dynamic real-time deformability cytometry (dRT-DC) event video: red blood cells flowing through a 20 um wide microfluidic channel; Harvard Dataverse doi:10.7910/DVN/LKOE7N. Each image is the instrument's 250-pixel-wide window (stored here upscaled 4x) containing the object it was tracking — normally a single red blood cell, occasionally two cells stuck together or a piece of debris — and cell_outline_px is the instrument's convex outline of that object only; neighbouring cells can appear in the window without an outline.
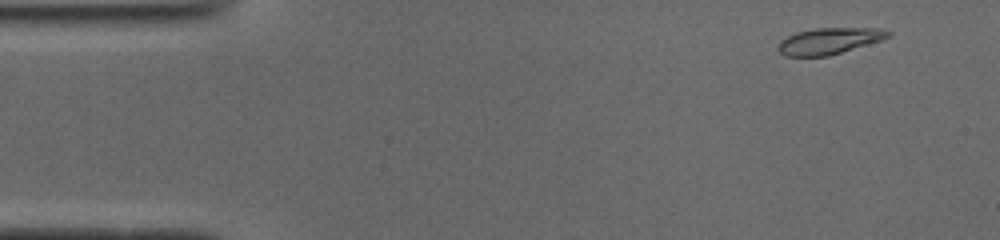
{"species": "common noctule bat (a hibernating species)", "species_latin": "Nyctalus noctula", "temperature_condition": "cold", "stored_images_in_passage": 49, "camera_frame_rate_fps": 3000, "um_per_image_px": 0.085, "animal": {"sex": "male", "body_mass_g": 19.0, "forearm_length_mm": 50.8}, "frame": {"image": 1, "passage_image": 2, "time_ms": 0.333, "image_size_px": [1000, 240], "cell_outline_px": [[892, 32], [888, 36], [880, 40], [828, 56], [784, 56], [776, 48], [780, 40], [796, 32], [816, 28], [876, 28]], "centroid_in_image_um": [70.41, 3.48], "position_along_channel_um": 14.6, "area_um2": 16.65}}
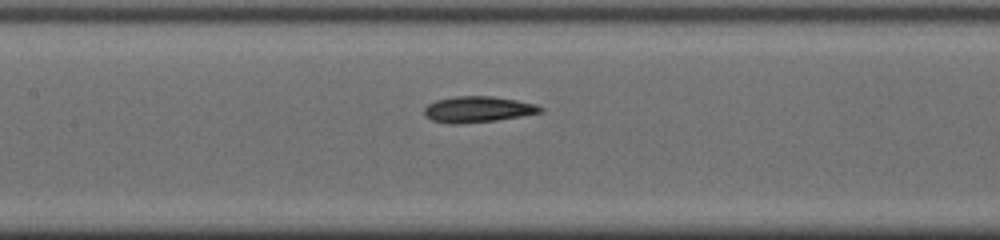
{"frame": {"image": 2, "passage_image": 21, "time_ms": 6.667, "image_size_px": [1000, 240], "cell_outline_px": [[544, 108], [540, 112], [520, 116], [496, 120], [456, 124], [452, 124], [432, 120], [424, 112], [424, 108], [428, 104], [436, 100], [456, 96], [492, 96], [516, 100], [536, 104]], "centroid_in_image_um": [40.61, 9.28], "position_along_channel_um": 166.8, "area_um2": 17.34}}
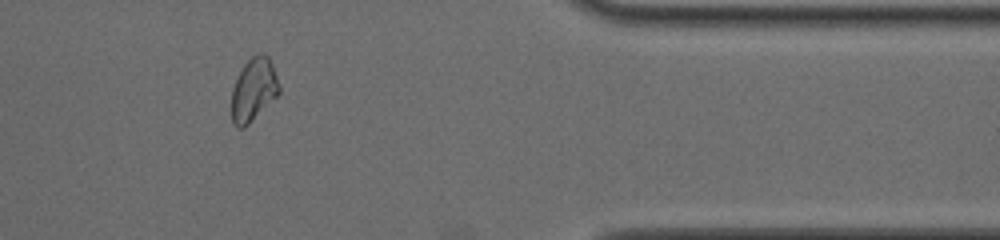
{"frame": {"image": 3, "passage_image": 40, "time_ms": 13.0, "image_size_px": [1000, 240], "cell_outline_px": [[280, 92], [244, 128], [236, 128], [232, 124], [232, 88], [244, 64], [252, 56], [260, 52], [264, 52], [268, 56], [272, 64], [280, 88]], "centroid_in_image_um": [21.54, 7.61], "position_along_channel_um": 389.9, "area_um2": 17.28}, "authors_computed_cell_mechanics": {"area_um2": 17.2244, "velocity_mm_per_s": 3.9222, "shape_relaxation_time_tau1_ms": 5.4687, "shape_relaxation_time_tau2_ms": 1.5595, "deformation_change_tau1": 0.1614, "deformation_change_tau2": 0.0563}}